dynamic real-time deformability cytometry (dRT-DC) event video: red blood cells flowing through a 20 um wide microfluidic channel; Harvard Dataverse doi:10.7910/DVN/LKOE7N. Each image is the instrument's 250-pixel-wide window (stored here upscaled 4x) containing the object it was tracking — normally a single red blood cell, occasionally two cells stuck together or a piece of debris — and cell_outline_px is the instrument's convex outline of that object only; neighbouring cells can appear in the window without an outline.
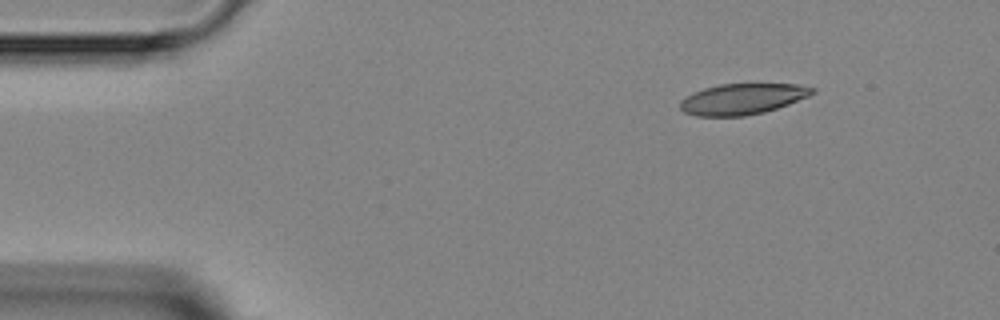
{"species": "Egyptian fruit bat (a non-hibernating species)", "species_latin": "Rousettus aegyptiacus", "temperature_condition": "room temperature", "stored_images_in_passage": 3, "camera_frame_rate_fps": 3000, "um_per_image_px": 0.085, "animal": {"sex": "female"}, "frame": {"image": 1, "passage_image": 1, "time_ms": 0.0, "image_size_px": [1000, 320], "cell_outline_px": [[816, 92], [808, 96], [788, 104], [764, 112], [744, 116], [696, 116], [684, 112], [680, 108], [680, 100], [704, 88], [720, 84], [796, 84], [816, 88]], "centroid_in_image_um": [63.12, 8.41], "position_along_channel_um": 21.9, "area_um2": 23.58}}